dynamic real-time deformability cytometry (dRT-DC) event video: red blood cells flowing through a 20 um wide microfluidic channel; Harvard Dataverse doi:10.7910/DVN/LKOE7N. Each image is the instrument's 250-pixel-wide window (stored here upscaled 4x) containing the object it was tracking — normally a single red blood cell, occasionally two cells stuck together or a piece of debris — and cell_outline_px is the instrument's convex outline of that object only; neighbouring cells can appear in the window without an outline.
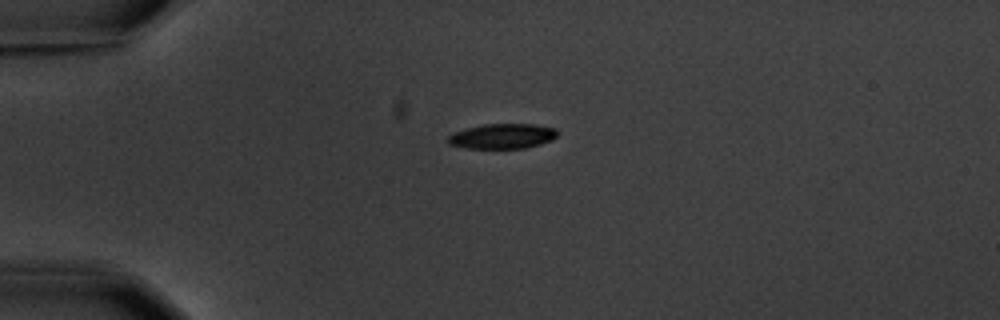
{"species": "common noctule bat (a hibernating species)", "species_latin": "Nyctalus noctula", "temperature_condition": "warm", "stored_images_in_passage": 3, "camera_frame_rate_fps": 3000, "um_per_image_px": 0.085, "animal": {"sex": "male", "body_mass_g": 20.1, "forearm_length_mm": 53.5}, "frame": {"image": 1, "passage_image": 3, "time_ms": 2.333, "image_size_px": [1000, 320], "cell_outline_px": [[556, 136], [552, 140], [540, 144], [524, 148], [464, 148], [448, 144], [448, 136], [456, 132], [468, 128], [484, 124], [536, 124], [556, 128]], "centroid_in_image_um": [42.72, 11.57], "position_along_channel_um": 42.3, "area_um2": 15.84}}